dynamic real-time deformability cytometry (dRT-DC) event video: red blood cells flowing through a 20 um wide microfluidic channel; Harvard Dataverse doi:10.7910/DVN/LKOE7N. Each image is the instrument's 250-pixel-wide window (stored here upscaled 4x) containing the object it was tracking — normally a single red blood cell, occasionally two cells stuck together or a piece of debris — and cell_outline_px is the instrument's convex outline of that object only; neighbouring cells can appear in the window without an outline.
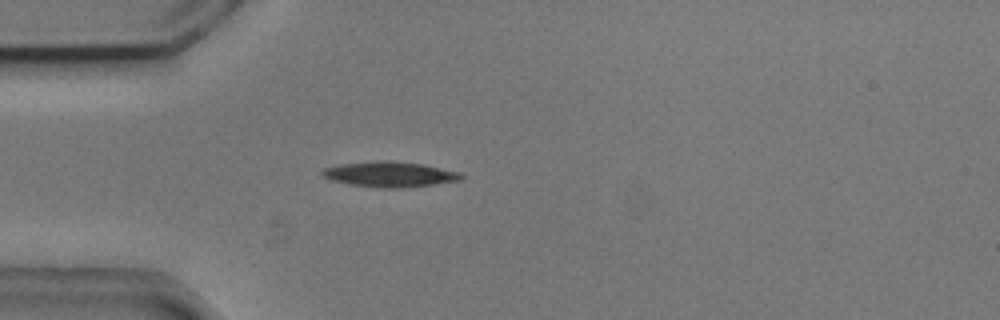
{"species": "common noctule bat (a hibernating species)", "species_latin": "Nyctalus noctula", "temperature_condition": "cold", "stored_images_in_passage": 2, "camera_frame_rate_fps": 3000, "um_per_image_px": 0.085, "animal": {"sex": "male", "body_mass_g": 20.5, "forearm_length_mm": 52.5}, "frame": {"image": 1, "passage_image": 2, "time_ms": 0.333, "image_size_px": [1000, 320], "cell_outline_px": [[464, 176], [460, 180], [436, 184], [404, 188], [380, 188], [348, 184], [332, 180], [324, 176], [320, 172], [324, 168], [344, 164], [376, 160], [388, 160], [424, 164], [460, 172]], "centroid_in_image_um": [33.16, 14.82], "position_along_channel_um": 51.8, "area_um2": 20.58}}